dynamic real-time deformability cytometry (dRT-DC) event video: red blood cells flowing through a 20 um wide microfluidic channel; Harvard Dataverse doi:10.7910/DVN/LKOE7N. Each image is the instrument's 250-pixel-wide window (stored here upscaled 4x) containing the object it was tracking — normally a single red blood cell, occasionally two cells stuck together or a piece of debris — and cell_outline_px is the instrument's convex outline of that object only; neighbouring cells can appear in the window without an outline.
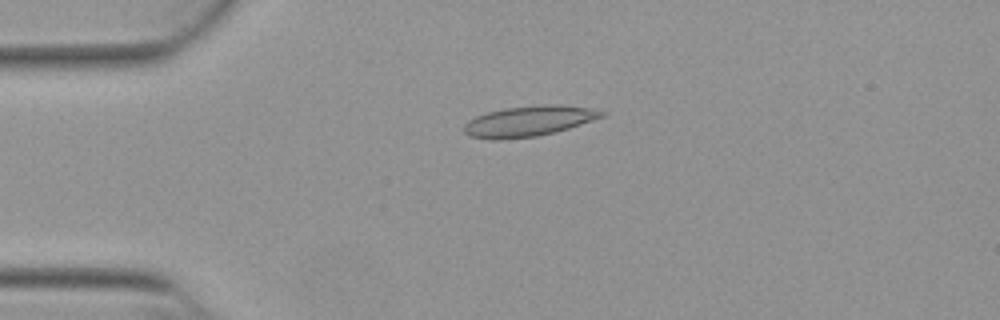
{"species": "Egyptian fruit bat (a non-hibernating species)", "species_latin": "Rousettus aegyptiacus", "temperature_condition": "warm", "stored_images_in_passage": 52, "camera_frame_rate_fps": 3000, "um_per_image_px": 0.085, "animal": {"sex": "female"}, "frame": {"image": 1, "passage_image": 12, "time_ms": 3.667, "image_size_px": [1000, 320], "cell_outline_px": [[608, 112], [604, 116], [568, 128], [536, 136], [496, 140], [492, 140], [468, 136], [464, 132], [464, 124], [468, 120], [476, 116], [488, 112], [504, 108], [552, 104], [560, 104], [588, 108]], "centroid_in_image_um": [44.9, 10.3], "position_along_channel_um": 40.1, "area_um2": 24.22}}
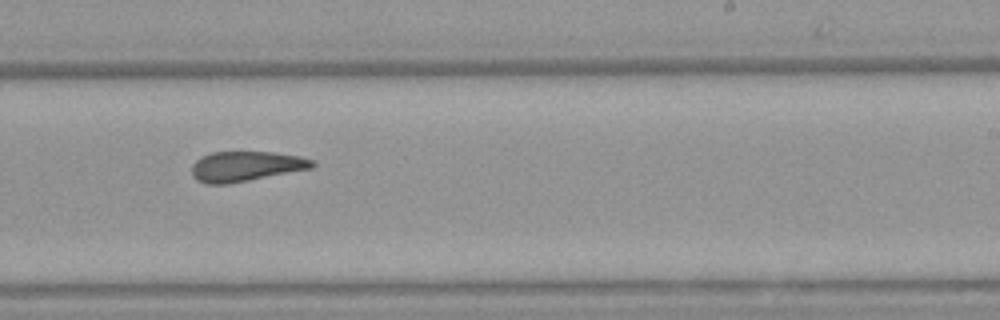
{"frame": {"image": 2, "passage_image": 32, "time_ms": 10.333, "image_size_px": [1000, 320], "cell_outline_px": [[316, 164], [312, 168], [228, 184], [204, 184], [196, 180], [192, 176], [192, 164], [200, 156], [212, 152], [272, 152], [300, 156], [312, 160]], "centroid_in_image_um": [20.85, 14.14], "position_along_channel_um": 268.1, "area_um2": 21.15}}
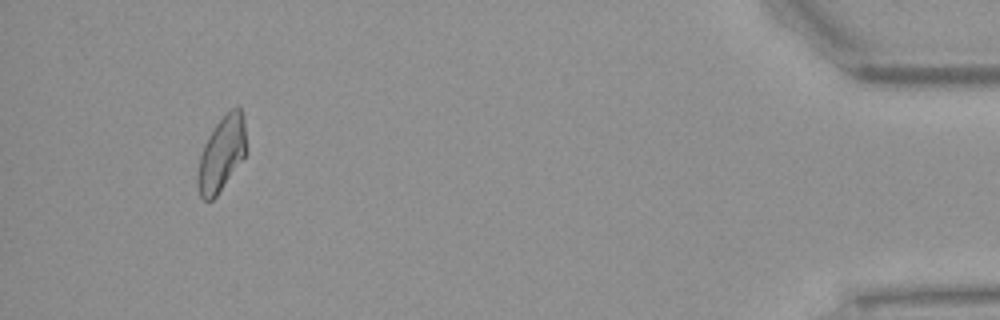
{"frame": {"image": 3, "passage_image": 49, "time_ms": 16.0, "image_size_px": [1000, 320], "cell_outline_px": [[248, 152], [216, 196], [212, 200], [204, 200], [200, 196], [196, 184], [196, 176], [200, 156], [204, 144], [208, 136], [216, 124], [232, 108], [240, 108], [244, 120]], "centroid_in_image_um": [18.84, 13.1], "position_along_channel_um": 416.4, "area_um2": 21.15}, "authors_computed_cell_mechanics": {"area_um2": 22.0218, "velocity_mm_per_s": 3.8624, "shape_relaxation_time_tau1_ms": null, "shape_relaxation_time_tau2_ms": 2.6872, "deformation_change_tau1": null, "deformation_change_tau2": 0.122}}